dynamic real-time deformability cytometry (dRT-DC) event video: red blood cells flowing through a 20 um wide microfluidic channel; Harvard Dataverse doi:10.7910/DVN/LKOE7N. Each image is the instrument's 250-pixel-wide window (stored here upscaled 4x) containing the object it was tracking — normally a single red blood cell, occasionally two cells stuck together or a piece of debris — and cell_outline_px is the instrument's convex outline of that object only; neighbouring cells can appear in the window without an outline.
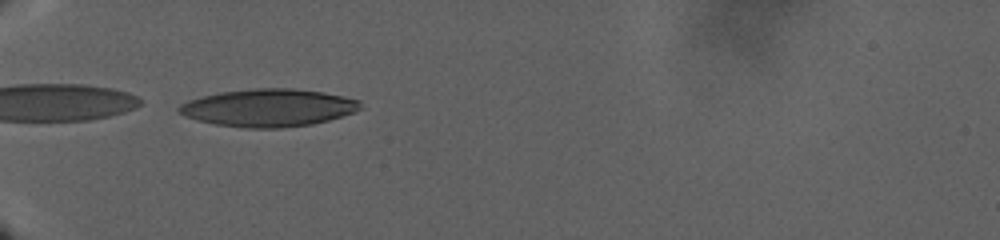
{"species": "human", "species_latin": "Homo sapiens", "temperature_condition": "warm", "stored_images_in_passage": 36, "camera_frame_rate_fps": 3000, "um_per_image_px": 0.085, "donor": {"sex": "male"}, "frame": {"image": 1, "passage_image": 1, "time_ms": 0.0, "image_size_px": [1000, 240], "cell_outline_px": [[360, 108], [356, 112], [328, 120], [312, 124], [280, 128], [244, 128], [216, 124], [196, 120], [184, 116], [176, 112], [176, 108], [180, 104], [188, 100], [220, 92], [252, 88], [292, 88], [320, 92], [360, 100]], "centroid_in_image_um": [22.77, 9.16], "position_along_channel_um": 62.2, "area_um2": 39.77}}
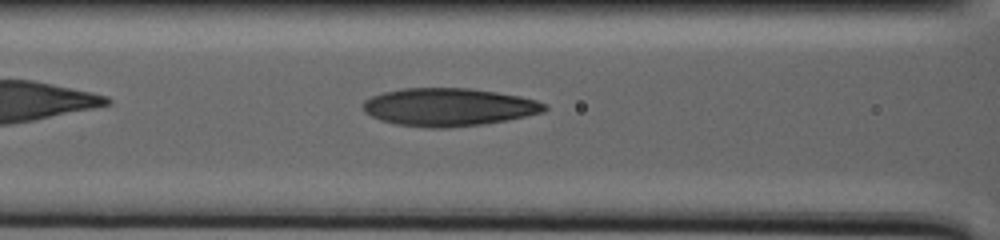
{"frame": {"image": 2, "passage_image": 21, "time_ms": 5.0, "image_size_px": [1000, 240], "cell_outline_px": [[548, 108], [544, 112], [528, 116], [508, 120], [484, 124], [448, 128], [428, 128], [396, 124], [380, 120], [364, 112], [364, 100], [372, 96], [384, 92], [404, 88], [468, 88], [496, 92], [520, 96], [536, 100], [548, 104]], "centroid_in_image_um": [38.18, 9.11], "position_along_channel_um": 128.4, "area_um2": 40.29}}
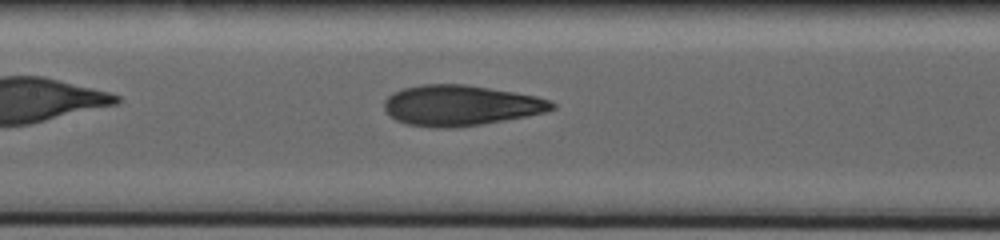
{"frame": {"image": 3, "passage_image": 31, "time_ms": 7.333, "image_size_px": [1000, 240], "cell_outline_px": [[556, 108], [544, 112], [528, 116], [484, 124], [456, 128], [432, 128], [404, 124], [396, 120], [384, 108], [384, 100], [392, 92], [404, 88], [420, 84], [468, 84], [536, 96], [552, 100], [556, 104]], "centroid_in_image_um": [39.16, 8.97], "position_along_channel_um": 168.2, "area_um2": 40.06}}